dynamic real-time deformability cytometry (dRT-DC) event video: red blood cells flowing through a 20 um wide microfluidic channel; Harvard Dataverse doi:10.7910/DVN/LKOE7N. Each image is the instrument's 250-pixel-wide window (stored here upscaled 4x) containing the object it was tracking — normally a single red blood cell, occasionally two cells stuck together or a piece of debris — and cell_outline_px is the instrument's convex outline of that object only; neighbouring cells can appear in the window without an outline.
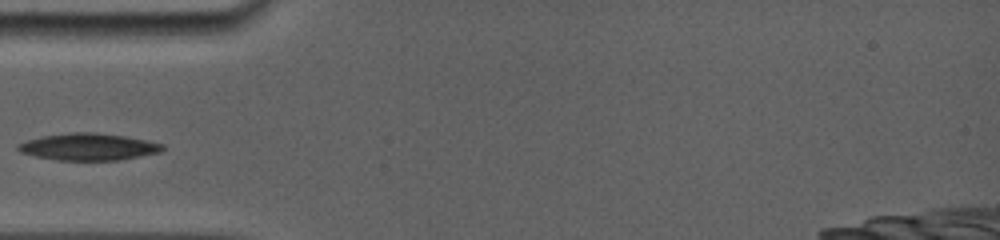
{"species": "common noctule bat (a hibernating species)", "species_latin": "Nyctalus noctula", "temperature_condition": "room temperature", "stored_images_in_passage": 38, "camera_frame_rate_fps": 5000, "um_per_image_px": 0.085, "animal": {"sex": "female", "body_mass_g": 19.0, "forearm_length_mm": 56.7}, "frame": {"image": 1, "passage_image": 1, "time_ms": 0.0, "image_size_px": [1000, 240], "cell_outline_px": [[164, 148], [160, 152], [120, 160], [56, 160], [36, 156], [20, 152], [16, 148], [16, 144], [40, 136], [68, 132], [96, 132], [124, 136], [164, 144]], "centroid_in_image_um": [7.48, 12.47], "position_along_channel_um": 77.5, "area_um2": 22.72}}
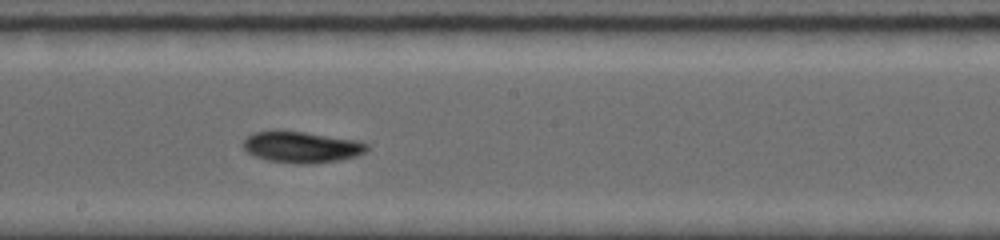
{"frame": {"image": 2, "passage_image": 16, "time_ms": 3.8, "image_size_px": [1000, 240], "cell_outline_px": [[368, 148], [364, 152], [356, 156], [336, 160], [304, 164], [300, 164], [268, 160], [256, 156], [248, 152], [244, 148], [244, 140], [252, 132], [304, 132], [360, 140], [368, 144]], "centroid_in_image_um": [25.68, 12.5], "position_along_channel_um": 222.5, "area_um2": 21.96}}
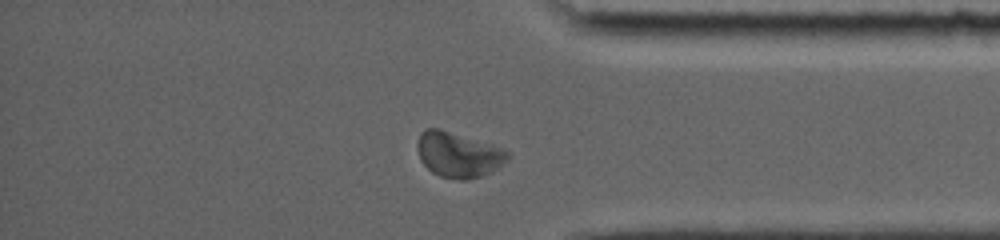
{"frame": {"image": 3, "passage_image": 33, "time_ms": 8.4, "image_size_px": [1000, 240], "cell_outline_px": [[512, 156], [504, 164], [492, 172], [468, 180], [460, 180], [440, 176], [432, 172], [420, 160], [416, 148], [416, 144], [420, 132], [428, 128], [440, 128], [492, 144], [512, 152]], "centroid_in_image_um": [38.98, 13.14], "position_along_channel_um": 396.2, "area_um2": 24.28}}